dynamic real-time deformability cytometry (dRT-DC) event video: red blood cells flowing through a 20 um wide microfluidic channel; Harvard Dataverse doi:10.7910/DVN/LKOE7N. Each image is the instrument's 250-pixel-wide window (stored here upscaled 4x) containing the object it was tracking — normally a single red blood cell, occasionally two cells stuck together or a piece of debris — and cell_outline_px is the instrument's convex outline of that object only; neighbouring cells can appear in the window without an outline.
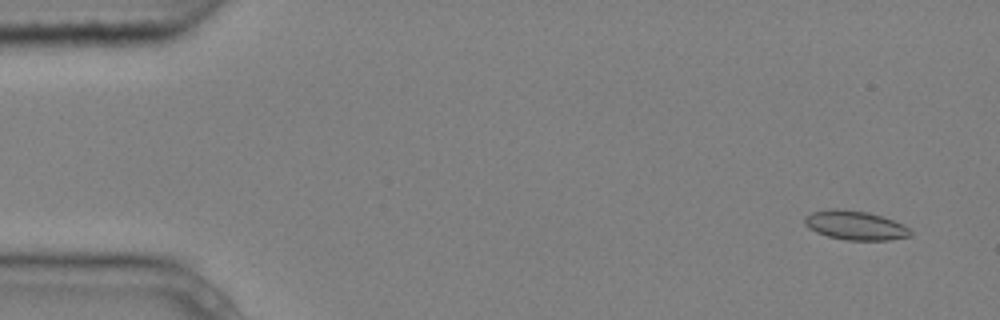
{"species": "common noctule bat (a hibernating species)", "species_latin": "Nyctalus noctula", "temperature_condition": "cold", "stored_images_in_passage": 7, "camera_frame_rate_fps": 3000, "um_per_image_px": 0.085, "animal": {"sex": "male", "body_mass_g": 20.4}, "frame": {"image": 1, "passage_image": 1, "time_ms": 0.0, "image_size_px": [1000, 320], "cell_outline_px": [[912, 236], [888, 240], [844, 240], [828, 236], [816, 232], [808, 228], [804, 224], [804, 216], [812, 212], [832, 208], [836, 208], [868, 212], [892, 220], [908, 228], [912, 232]], "centroid_in_image_um": [72.65, 19.15], "position_along_channel_um": 12.4, "area_um2": 17.92}}
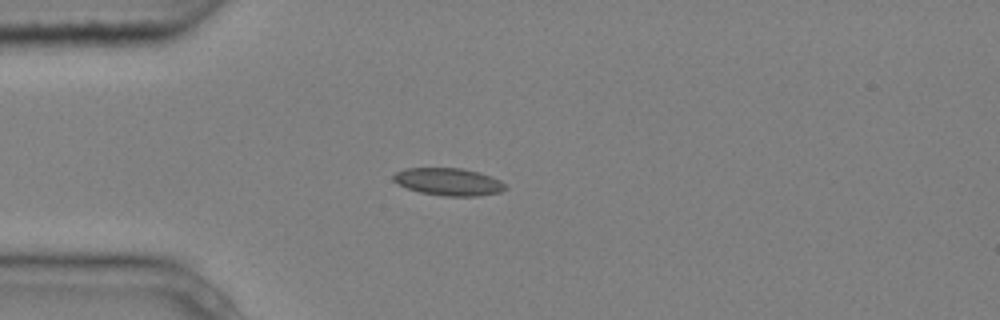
{"frame": {"image": 2, "passage_image": 4, "time_ms": 1.0, "image_size_px": [1000, 320], "cell_outline_px": [[508, 188], [500, 192], [476, 196], [444, 196], [420, 192], [408, 188], [392, 180], [392, 176], [396, 172], [404, 168], [460, 168], [480, 172], [500, 180]], "centroid_in_image_um": [38.13, 15.44], "position_along_channel_um": 46.9, "area_um2": 17.86}}
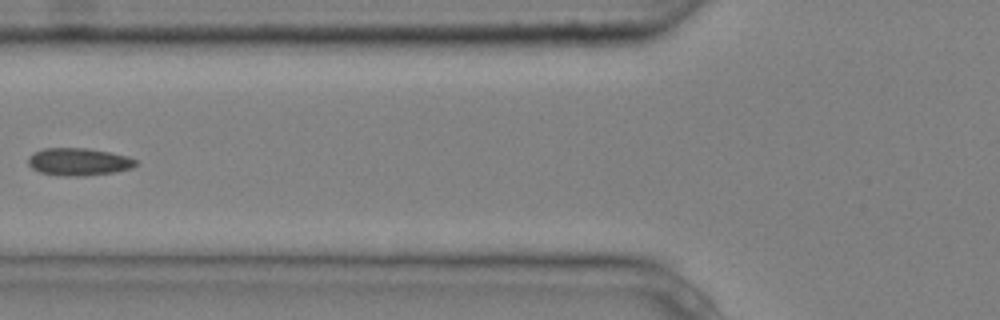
{"frame": {"image": 3, "passage_image": 6, "time_ms": 1.667, "image_size_px": [1000, 320], "cell_outline_px": [[136, 164], [132, 168], [116, 172], [84, 176], [64, 176], [40, 172], [32, 168], [28, 164], [28, 156], [44, 148], [88, 148], [128, 156], [136, 160]], "centroid_in_image_um": [6.69, 13.75], "position_along_channel_um": 119.1, "area_um2": 17.22}}